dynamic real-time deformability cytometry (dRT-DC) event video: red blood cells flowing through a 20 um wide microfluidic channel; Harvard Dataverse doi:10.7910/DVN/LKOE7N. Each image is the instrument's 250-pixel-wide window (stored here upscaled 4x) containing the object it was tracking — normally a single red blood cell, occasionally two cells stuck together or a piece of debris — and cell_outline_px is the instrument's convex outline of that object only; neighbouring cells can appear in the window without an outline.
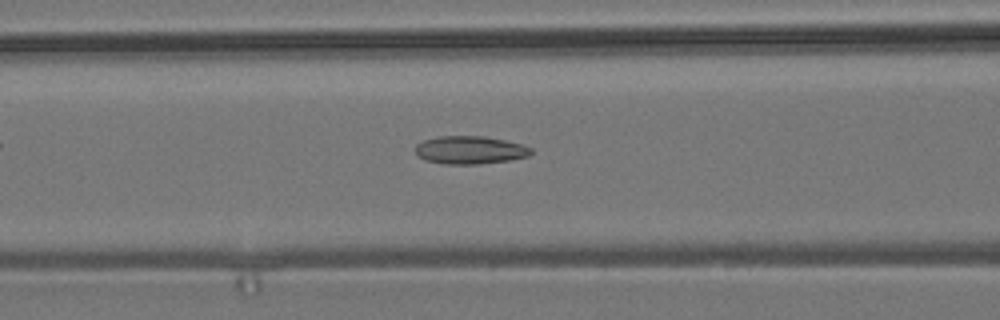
{"species": "common noctule bat (a hibernating species)", "species_latin": "Nyctalus noctula", "temperature_condition": "room temperature", "stored_images_in_passage": 37, "camera_frame_rate_fps": 3000, "um_per_image_px": 0.085, "animal": {"sex": "male", "body_mass_g": 19.2, "forearm_length_mm": 51.8}, "frame": {"image": 1, "passage_image": 8, "time_ms": 2.333, "image_size_px": [1000, 320], "cell_outline_px": [[532, 152], [528, 156], [512, 160], [480, 164], [444, 164], [424, 160], [416, 156], [416, 144], [424, 140], [440, 136], [484, 136], [504, 140], [520, 144], [532, 148]], "centroid_in_image_um": [39.93, 12.76], "position_along_channel_um": 126.7, "area_um2": 18.96}}
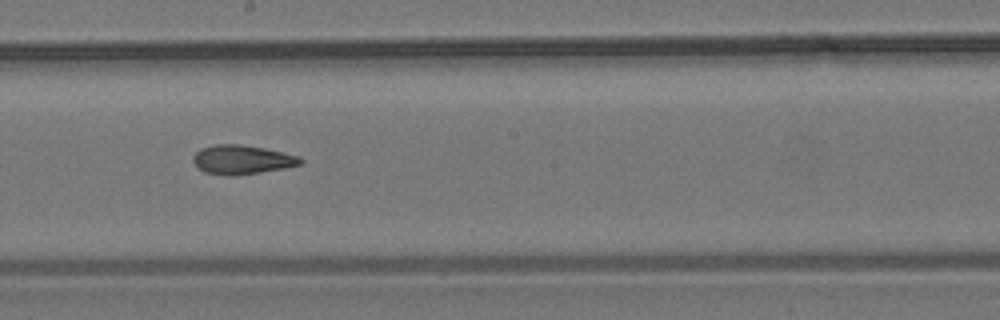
{"frame": {"image": 2, "passage_image": 16, "time_ms": 5.0, "image_size_px": [1000, 320], "cell_outline_px": [[304, 160], [300, 164], [284, 168], [236, 176], [228, 176], [204, 172], [196, 168], [192, 160], [192, 156], [200, 148], [216, 144], [240, 144], [264, 148], [300, 156]], "centroid_in_image_um": [20.52, 13.57], "position_along_channel_um": 227.7, "area_um2": 18.38}}
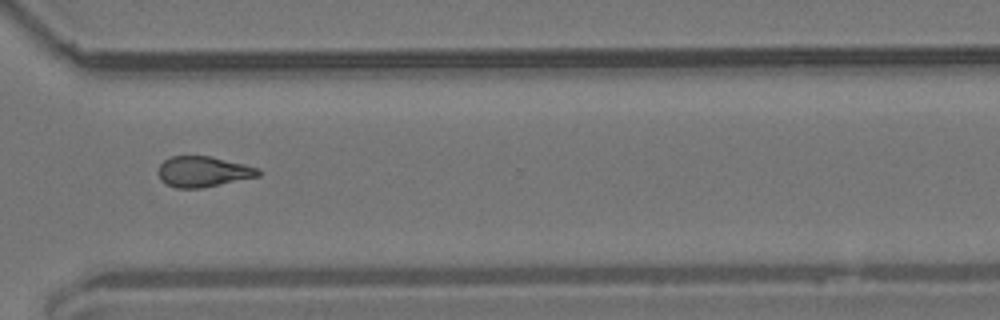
{"frame": {"image": 3, "passage_image": 26, "time_ms": 8.333, "image_size_px": [1000, 320], "cell_outline_px": [[260, 176], [200, 188], [176, 188], [160, 180], [156, 172], [160, 164], [164, 160], [172, 156], [208, 156], [244, 164], [260, 168]], "centroid_in_image_um": [17.24, 14.59], "position_along_channel_um": 353.4, "area_um2": 17.8}, "authors_computed_cell_mechanics": {"area_um2": 17.8024, "velocity_mm_per_s": 3.7852, "shape_relaxation_time_tau1_ms": null, "shape_relaxation_time_tau2_ms": 3.2595, "deformation_change_tau1": null, "deformation_change_tau2": 0.1059}}